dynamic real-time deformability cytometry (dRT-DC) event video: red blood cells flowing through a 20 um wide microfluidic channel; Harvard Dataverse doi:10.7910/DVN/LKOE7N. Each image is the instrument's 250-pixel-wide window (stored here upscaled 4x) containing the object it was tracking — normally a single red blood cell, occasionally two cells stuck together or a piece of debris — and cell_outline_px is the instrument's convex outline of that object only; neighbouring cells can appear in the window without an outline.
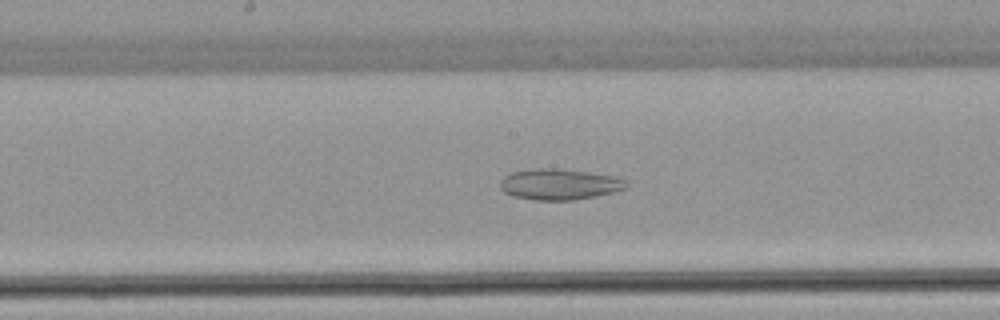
{"species": "common noctule bat (a hibernating species)", "species_latin": "Nyctalus noctula", "temperature_condition": "warm", "stored_images_in_passage": 35, "camera_frame_rate_fps": 3000, "um_per_image_px": 0.085, "animal": {"sex": "female", "body_mass_g": 22.7, "forearm_length_mm": 54.2}, "frame": {"image": 1, "passage_image": 20, "time_ms": 6.333, "image_size_px": [1000, 320], "cell_outline_px": [[628, 188], [612, 192], [572, 200], [536, 200], [512, 196], [504, 192], [500, 188], [500, 180], [504, 176], [512, 172], [532, 168], [564, 168], [612, 176], [624, 180], [628, 184]], "centroid_in_image_um": [47.5, 15.65], "position_along_channel_um": 200.7, "area_um2": 22.72}}
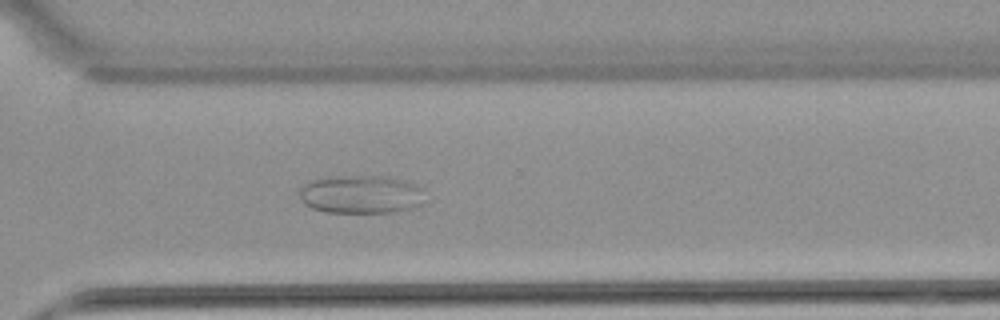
{"frame": {"image": 2, "passage_image": 30, "time_ms": 9.667, "image_size_px": [1000, 320], "cell_outline_px": [[424, 188], [420, 204], [412, 208], [392, 212], [324, 212], [312, 208], [304, 204], [300, 196], [300, 188], [308, 180], [328, 176], [384, 176], [404, 180], [416, 184]], "centroid_in_image_um": [30.65, 16.5], "position_along_channel_um": 340.0, "area_um2": 28.15}}